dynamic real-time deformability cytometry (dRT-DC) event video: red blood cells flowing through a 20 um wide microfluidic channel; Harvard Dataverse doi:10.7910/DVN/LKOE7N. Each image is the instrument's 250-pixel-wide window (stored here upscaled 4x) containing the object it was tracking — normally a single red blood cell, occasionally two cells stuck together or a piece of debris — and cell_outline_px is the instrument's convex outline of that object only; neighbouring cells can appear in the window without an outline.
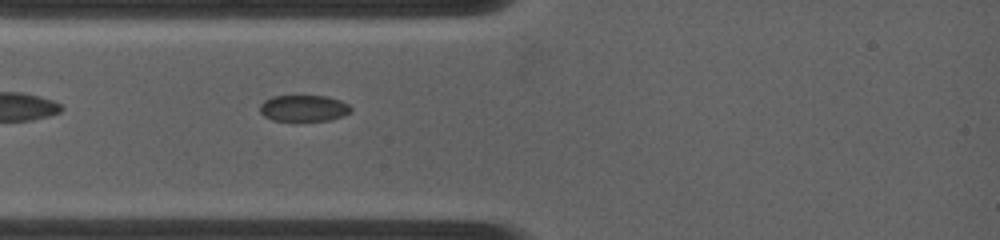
{"species": "common noctule bat (a hibernating species)", "species_latin": "Nyctalus noctula", "temperature_condition": "warm", "stored_images_in_passage": 66, "camera_frame_rate_fps": 4500, "um_per_image_px": 0.085, "animal": {"sex": "female", "body_mass_g": 19.0, "forearm_length_mm": 53.3}, "frame": {"image": 1, "passage_image": 3, "time_ms": 0.444, "image_size_px": [1000, 240], "cell_outline_px": [[352, 112], [344, 116], [332, 120], [296, 124], [292, 124], [272, 120], [264, 116], [260, 112], [260, 104], [264, 100], [272, 96], [328, 96], [340, 100], [348, 104], [352, 108]], "centroid_in_image_um": [25.82, 9.26], "position_along_channel_um": 59.2, "area_um2": 14.97}}
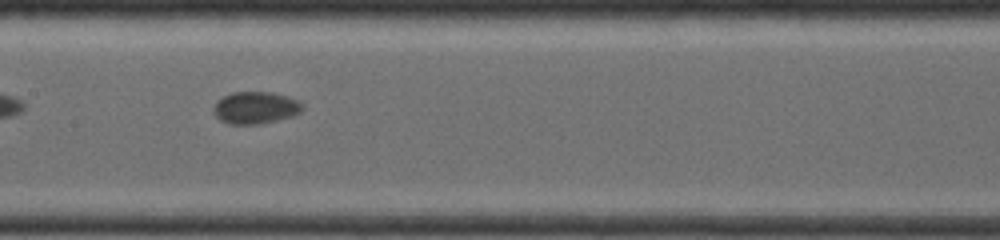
{"frame": {"image": 2, "passage_image": 18, "time_ms": 3.778, "image_size_px": [1000, 240], "cell_outline_px": [[304, 108], [300, 112], [292, 116], [260, 124], [232, 124], [220, 120], [216, 116], [212, 108], [216, 100], [232, 92], [272, 92], [288, 96], [296, 100]], "centroid_in_image_um": [21.68, 9.15], "position_along_channel_um": 185.7, "area_um2": 16.59}}
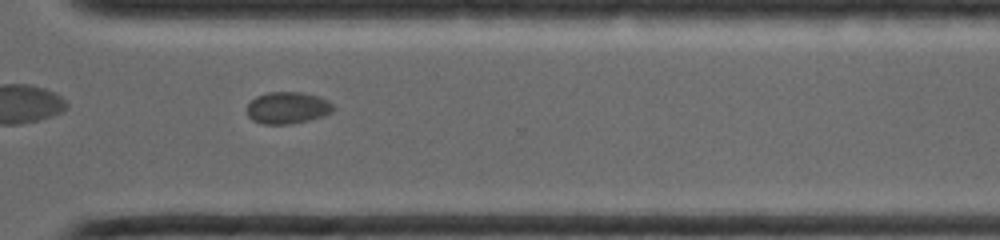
{"frame": {"image": 3, "passage_image": 37, "time_ms": 8.0, "image_size_px": [1000, 240], "cell_outline_px": [[332, 112], [308, 120], [288, 124], [264, 124], [252, 120], [248, 116], [248, 104], [256, 96], [268, 92], [304, 92], [320, 96], [328, 100], [332, 104]], "centroid_in_image_um": [24.43, 9.15], "position_along_channel_um": 346.2, "area_um2": 15.9}, "authors_computed_cell_mechanics": {"area_um2": 16.184, "velocity_mm_per_s": 3.793, "shape_relaxation_time_tau1_ms": 0.9929, "shape_relaxation_time_tau2_ms": null, "deformation_change_tau1": 0.0748, "deformation_change_tau2": null}}